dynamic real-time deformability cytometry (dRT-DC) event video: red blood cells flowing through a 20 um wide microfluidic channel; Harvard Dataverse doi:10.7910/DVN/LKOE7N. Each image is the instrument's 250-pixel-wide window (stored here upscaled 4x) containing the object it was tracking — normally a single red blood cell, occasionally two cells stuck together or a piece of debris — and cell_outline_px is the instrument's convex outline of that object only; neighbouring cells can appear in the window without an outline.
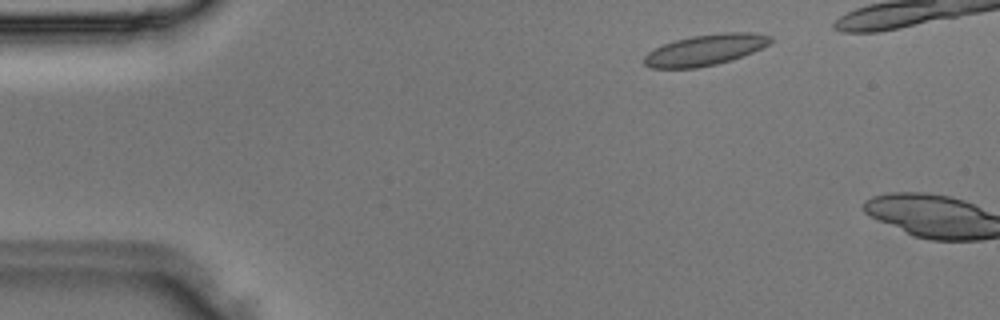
{"species": "Egyptian fruit bat (a non-hibernating species)", "species_latin": "Rousettus aegyptiacus", "temperature_condition": "room temperature", "stored_images_in_passage": 5, "camera_frame_rate_fps": 3000, "um_per_image_px": 0.085, "animal": {"sex": "male"}, "frame": {"image": 1, "passage_image": 4, "time_ms": 1.0, "image_size_px": [1000, 320], "cell_outline_px": [[772, 40], [768, 44], [752, 52], [732, 60], [716, 64], [696, 68], [652, 68], [644, 64], [644, 56], [648, 52], [664, 44], [676, 40], [692, 36], [724, 32], [752, 32], [772, 36]], "centroid_in_image_um": [59.95, 4.24], "position_along_channel_um": 25.0, "area_um2": 22.6}}